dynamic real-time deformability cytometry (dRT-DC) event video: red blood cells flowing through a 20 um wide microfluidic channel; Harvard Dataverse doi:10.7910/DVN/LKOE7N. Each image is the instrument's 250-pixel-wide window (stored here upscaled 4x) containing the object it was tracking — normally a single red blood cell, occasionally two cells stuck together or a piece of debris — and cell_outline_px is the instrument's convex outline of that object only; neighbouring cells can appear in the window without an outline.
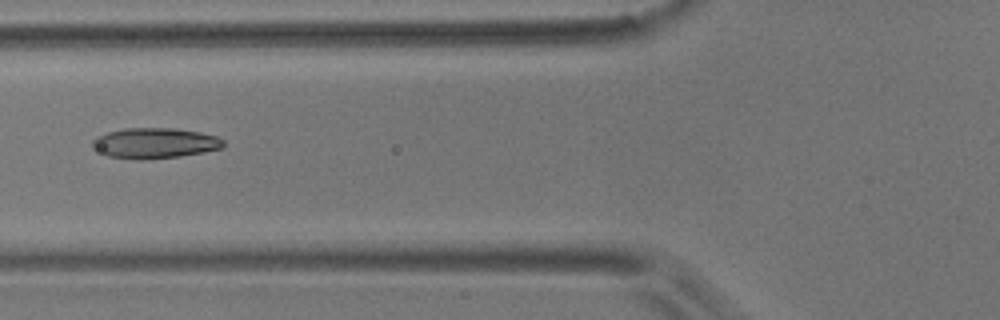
{"species": "common noctule bat (a hibernating species)", "species_latin": "Nyctalus noctula", "temperature_condition": "room temperature", "stored_images_in_passage": 6, "camera_frame_rate_fps": 3000, "um_per_image_px": 0.085, "animal": {"sex": "male", "body_mass_g": 17.9}, "frame": {"image": 1, "passage_image": 6, "time_ms": 1.667, "image_size_px": [1000, 320], "cell_outline_px": [[224, 148], [180, 156], [140, 160], [108, 156], [92, 148], [92, 140], [96, 136], [108, 132], [124, 128], [176, 128], [200, 132], [216, 136], [224, 140]], "centroid_in_image_um": [13.15, 12.16], "position_along_channel_um": 112.7, "area_um2": 23.35}}